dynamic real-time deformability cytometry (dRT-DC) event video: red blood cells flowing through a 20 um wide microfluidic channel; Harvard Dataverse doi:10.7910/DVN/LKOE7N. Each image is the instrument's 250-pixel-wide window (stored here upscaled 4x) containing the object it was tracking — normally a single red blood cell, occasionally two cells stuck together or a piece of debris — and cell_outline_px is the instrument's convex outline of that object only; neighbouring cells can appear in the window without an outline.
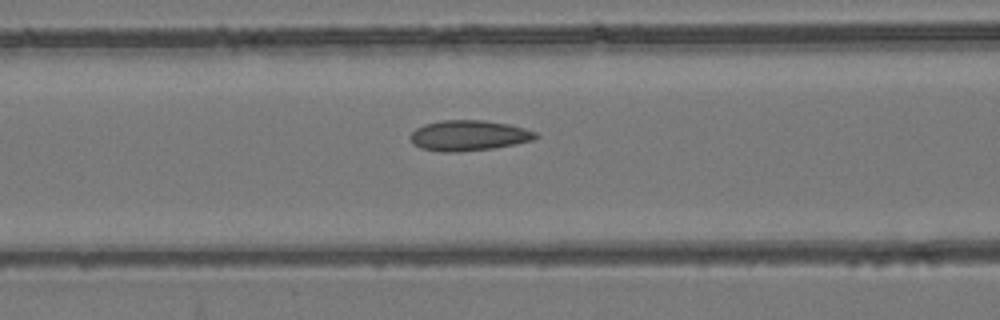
{"species": "common noctule bat (a hibernating species)", "species_latin": "Nyctalus noctula", "temperature_condition": "room temperature", "stored_images_in_passage": 31, "camera_frame_rate_fps": 3000, "um_per_image_px": 0.085, "animal": {"sex": "female", "body_mass_g": 24.6, "forearm_length_mm": 56.2}, "frame": {"image": 1, "passage_image": 10, "time_ms": 3.0, "image_size_px": [1000, 320], "cell_outline_px": [[540, 136], [532, 140], [492, 148], [460, 152], [440, 152], [420, 148], [412, 144], [412, 132], [416, 128], [424, 124], [440, 120], [484, 120], [508, 124], [524, 128], [536, 132]], "centroid_in_image_um": [39.82, 11.52], "position_along_channel_um": 126.8, "area_um2": 22.2}}
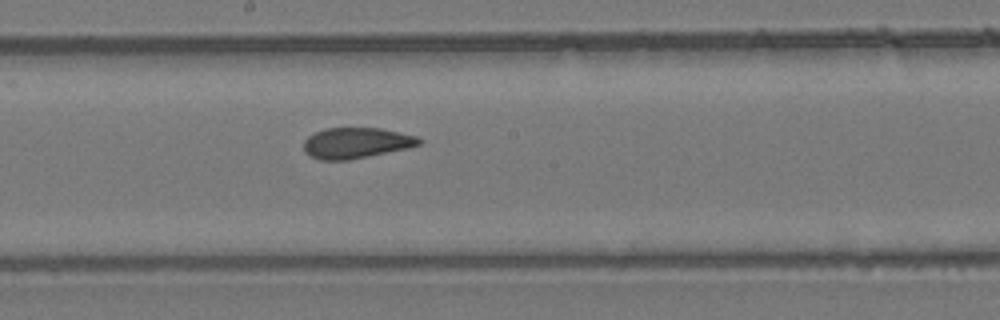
{"frame": {"image": 2, "passage_image": 17, "time_ms": 5.333, "image_size_px": [1000, 320], "cell_outline_px": [[424, 140], [420, 144], [408, 148], [348, 160], [320, 160], [308, 156], [304, 152], [304, 140], [308, 136], [324, 128], [380, 128], [416, 136]], "centroid_in_image_um": [30.25, 12.15], "position_along_channel_um": 218.0, "area_um2": 20.69}}
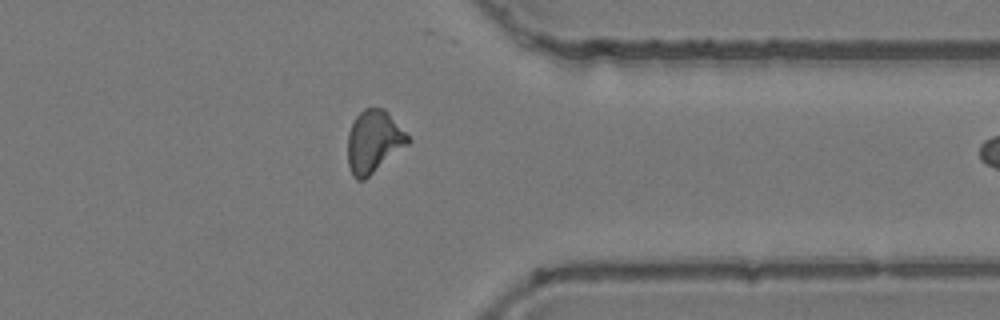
{"frame": {"image": 3, "passage_image": 30, "time_ms": 9.667, "image_size_px": [1000, 320], "cell_outline_px": [[412, 140], [408, 144], [364, 180], [356, 180], [352, 176], [348, 164], [348, 132], [356, 116], [364, 108], [384, 108]], "centroid_in_image_um": [31.75, 12.04], "position_along_channel_um": 379.7, "area_um2": 21.73}}